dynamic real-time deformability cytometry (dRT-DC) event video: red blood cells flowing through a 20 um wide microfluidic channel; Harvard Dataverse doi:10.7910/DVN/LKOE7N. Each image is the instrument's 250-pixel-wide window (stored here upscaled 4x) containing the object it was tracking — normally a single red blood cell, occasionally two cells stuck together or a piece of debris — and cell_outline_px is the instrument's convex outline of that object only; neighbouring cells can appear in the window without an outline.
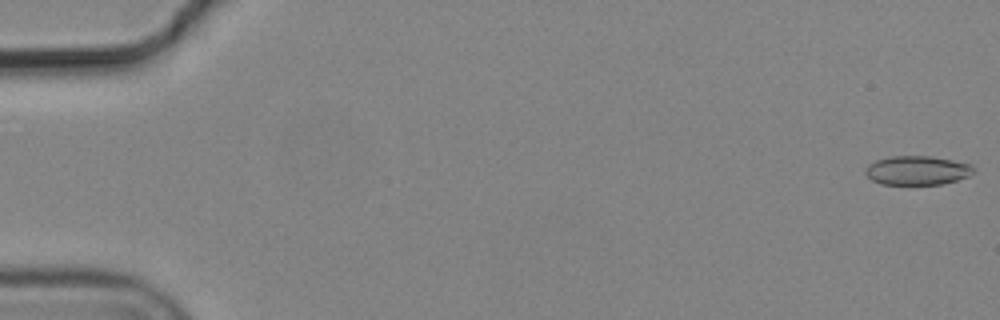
{"species": "common noctule bat (a hibernating species)", "species_latin": "Nyctalus noctula", "temperature_condition": "cold", "stored_images_in_passage": 6, "camera_frame_rate_fps": 3000, "um_per_image_px": 0.085, "animal": {"sex": "male", "body_mass_g": 19.2, "forearm_length_mm": 51.8}, "frame": {"image": 1, "passage_image": 1, "time_ms": 0.0, "image_size_px": [1000, 320], "cell_outline_px": [[976, 168], [968, 176], [956, 180], [940, 184], [880, 184], [872, 180], [864, 172], [864, 168], [868, 164], [876, 160], [888, 156], [932, 156], [972, 164]], "centroid_in_image_um": [77.94, 14.47], "position_along_channel_um": 7.1, "area_um2": 18.38}}
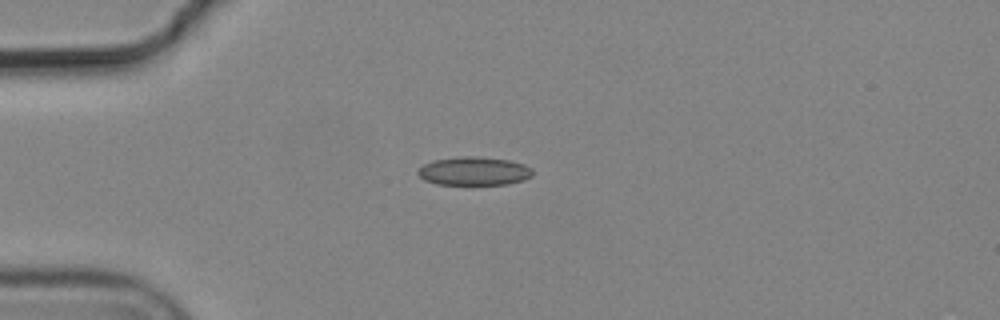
{"frame": {"image": 2, "passage_image": 5, "time_ms": 1.333, "image_size_px": [1000, 320], "cell_outline_px": [[532, 176], [524, 180], [508, 184], [436, 184], [424, 180], [416, 172], [424, 164], [432, 160], [460, 156], [472, 156], [508, 160], [524, 164], [532, 168]], "centroid_in_image_um": [40.28, 14.54], "position_along_channel_um": 44.7, "area_um2": 19.02}}